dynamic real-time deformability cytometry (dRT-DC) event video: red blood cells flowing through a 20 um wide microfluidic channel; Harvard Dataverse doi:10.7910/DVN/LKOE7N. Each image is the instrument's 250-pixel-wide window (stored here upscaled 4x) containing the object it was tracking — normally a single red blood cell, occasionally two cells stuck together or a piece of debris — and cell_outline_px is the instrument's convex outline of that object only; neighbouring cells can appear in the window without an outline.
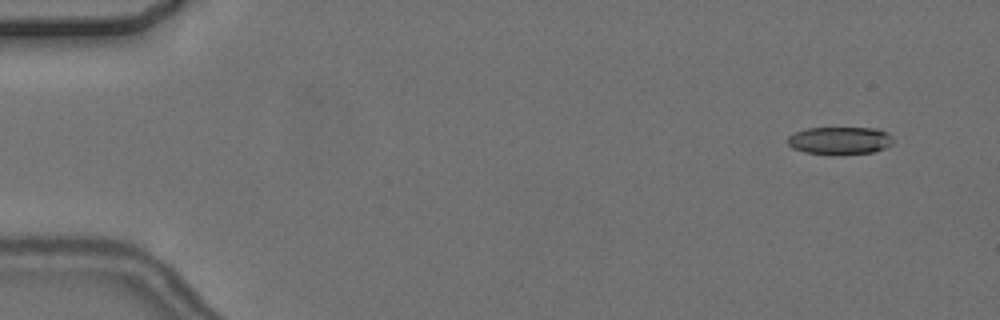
{"species": "common noctule bat (a hibernating species)", "species_latin": "Nyctalus noctula", "temperature_condition": "cold", "stored_images_in_passage": 8, "camera_frame_rate_fps": 3000, "um_per_image_px": 0.085, "animal": {"sex": "female", "body_mass_g": 24.6, "forearm_length_mm": 56.2}, "frame": {"image": 1, "passage_image": 1, "time_ms": 0.0, "image_size_px": [1000, 320], "cell_outline_px": [[892, 144], [884, 148], [872, 152], [832, 156], [828, 156], [804, 152], [792, 148], [788, 144], [788, 136], [796, 132], [808, 128], [880, 128], [892, 136]], "centroid_in_image_um": [71.37, 11.97], "position_along_channel_um": 13.6, "area_um2": 17.34}}
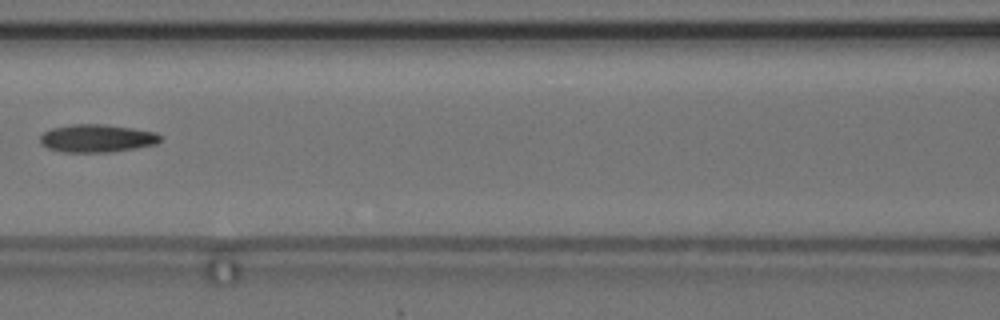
{"frame": {"image": 2, "passage_image": 7, "time_ms": 7.333, "image_size_px": [1000, 320], "cell_outline_px": [[160, 140], [156, 144], [136, 148], [108, 152], [64, 152], [48, 148], [40, 144], [40, 136], [44, 132], [52, 128], [72, 124], [104, 124], [132, 128], [156, 132], [160, 136]], "centroid_in_image_um": [8.22, 11.75], "position_along_channel_um": 158.4, "area_um2": 19.48}}